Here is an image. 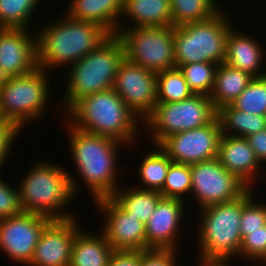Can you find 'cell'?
Listing matches in <instances>:
<instances>
[{"mask_svg":"<svg viewBox=\"0 0 266 266\" xmlns=\"http://www.w3.org/2000/svg\"><path fill=\"white\" fill-rule=\"evenodd\" d=\"M62 15L57 21L45 22L36 31L37 65L47 72L61 65L69 67L111 36L96 23L78 21L66 13Z\"/></svg>","mask_w":266,"mask_h":266,"instance_id":"obj_1","label":"cell"},{"mask_svg":"<svg viewBox=\"0 0 266 266\" xmlns=\"http://www.w3.org/2000/svg\"><path fill=\"white\" fill-rule=\"evenodd\" d=\"M66 122L67 135H70L69 151L81 182L90 190L93 201L110 197L120 186L118 148L127 145L110 137L82 131Z\"/></svg>","mask_w":266,"mask_h":266,"instance_id":"obj_2","label":"cell"},{"mask_svg":"<svg viewBox=\"0 0 266 266\" xmlns=\"http://www.w3.org/2000/svg\"><path fill=\"white\" fill-rule=\"evenodd\" d=\"M57 165L47 160L38 161L30 167L29 172H25L21 184H18L23 212L38 214L50 220L77 216L64 210L76 198L81 183L67 169Z\"/></svg>","mask_w":266,"mask_h":266,"instance_id":"obj_3","label":"cell"},{"mask_svg":"<svg viewBox=\"0 0 266 266\" xmlns=\"http://www.w3.org/2000/svg\"><path fill=\"white\" fill-rule=\"evenodd\" d=\"M67 113V121L82 131L110 137L127 146L139 140L143 122L113 88L81 98Z\"/></svg>","mask_w":266,"mask_h":266,"instance_id":"obj_4","label":"cell"},{"mask_svg":"<svg viewBox=\"0 0 266 266\" xmlns=\"http://www.w3.org/2000/svg\"><path fill=\"white\" fill-rule=\"evenodd\" d=\"M248 188L240 197L229 202L213 204L199 209L198 264H228L239 258L242 242L240 220L243 205L253 196Z\"/></svg>","mask_w":266,"mask_h":266,"instance_id":"obj_5","label":"cell"},{"mask_svg":"<svg viewBox=\"0 0 266 266\" xmlns=\"http://www.w3.org/2000/svg\"><path fill=\"white\" fill-rule=\"evenodd\" d=\"M124 47L116 35H111L97 49L76 63L65 67L63 103L66 112L81 98L113 88L120 63L124 60Z\"/></svg>","mask_w":266,"mask_h":266,"instance_id":"obj_6","label":"cell"},{"mask_svg":"<svg viewBox=\"0 0 266 266\" xmlns=\"http://www.w3.org/2000/svg\"><path fill=\"white\" fill-rule=\"evenodd\" d=\"M225 12L220 9L209 19L174 26L175 67L195 62L217 65L224 62L228 33L234 27Z\"/></svg>","mask_w":266,"mask_h":266,"instance_id":"obj_7","label":"cell"},{"mask_svg":"<svg viewBox=\"0 0 266 266\" xmlns=\"http://www.w3.org/2000/svg\"><path fill=\"white\" fill-rule=\"evenodd\" d=\"M48 76L47 71L37 67L27 74L0 80L1 112L19 131L27 123L39 122L44 118L46 105L50 101Z\"/></svg>","mask_w":266,"mask_h":266,"instance_id":"obj_8","label":"cell"},{"mask_svg":"<svg viewBox=\"0 0 266 266\" xmlns=\"http://www.w3.org/2000/svg\"><path fill=\"white\" fill-rule=\"evenodd\" d=\"M217 118V109L210 96L193 94L190 98L172 103H156L153 112L143 121L154 146L166 137L202 127Z\"/></svg>","mask_w":266,"mask_h":266,"instance_id":"obj_9","label":"cell"},{"mask_svg":"<svg viewBox=\"0 0 266 266\" xmlns=\"http://www.w3.org/2000/svg\"><path fill=\"white\" fill-rule=\"evenodd\" d=\"M125 59L154 73L175 67L174 26L118 28Z\"/></svg>","mask_w":266,"mask_h":266,"instance_id":"obj_10","label":"cell"},{"mask_svg":"<svg viewBox=\"0 0 266 266\" xmlns=\"http://www.w3.org/2000/svg\"><path fill=\"white\" fill-rule=\"evenodd\" d=\"M248 187L228 172L218 158L191 165V193L198 210L240 197Z\"/></svg>","mask_w":266,"mask_h":266,"instance_id":"obj_11","label":"cell"},{"mask_svg":"<svg viewBox=\"0 0 266 266\" xmlns=\"http://www.w3.org/2000/svg\"><path fill=\"white\" fill-rule=\"evenodd\" d=\"M221 136L216 118L210 124L166 137L159 147L173 162L192 165L217 158Z\"/></svg>","mask_w":266,"mask_h":266,"instance_id":"obj_12","label":"cell"},{"mask_svg":"<svg viewBox=\"0 0 266 266\" xmlns=\"http://www.w3.org/2000/svg\"><path fill=\"white\" fill-rule=\"evenodd\" d=\"M156 73L127 59L120 63L113 89L143 122L157 103Z\"/></svg>","mask_w":266,"mask_h":266,"instance_id":"obj_13","label":"cell"},{"mask_svg":"<svg viewBox=\"0 0 266 266\" xmlns=\"http://www.w3.org/2000/svg\"><path fill=\"white\" fill-rule=\"evenodd\" d=\"M50 221L49 218L22 212L0 220V251L7 257L28 265L33 257L41 231Z\"/></svg>","mask_w":266,"mask_h":266,"instance_id":"obj_14","label":"cell"},{"mask_svg":"<svg viewBox=\"0 0 266 266\" xmlns=\"http://www.w3.org/2000/svg\"><path fill=\"white\" fill-rule=\"evenodd\" d=\"M94 202L100 215H104L102 233L114 250L147 251L145 224L123 210L111 197Z\"/></svg>","mask_w":266,"mask_h":266,"instance_id":"obj_15","label":"cell"},{"mask_svg":"<svg viewBox=\"0 0 266 266\" xmlns=\"http://www.w3.org/2000/svg\"><path fill=\"white\" fill-rule=\"evenodd\" d=\"M50 220L41 231L33 257L27 266H69L76 234L77 218Z\"/></svg>","mask_w":266,"mask_h":266,"instance_id":"obj_16","label":"cell"},{"mask_svg":"<svg viewBox=\"0 0 266 266\" xmlns=\"http://www.w3.org/2000/svg\"><path fill=\"white\" fill-rule=\"evenodd\" d=\"M29 29H0V80L24 75L37 65V36Z\"/></svg>","mask_w":266,"mask_h":266,"instance_id":"obj_17","label":"cell"},{"mask_svg":"<svg viewBox=\"0 0 266 266\" xmlns=\"http://www.w3.org/2000/svg\"><path fill=\"white\" fill-rule=\"evenodd\" d=\"M185 200L161 197L145 224L147 250H177ZM181 222V223H180ZM178 238V239H177ZM178 240V241H177ZM178 242V243H177ZM177 244V245H176Z\"/></svg>","mask_w":266,"mask_h":266,"instance_id":"obj_18","label":"cell"},{"mask_svg":"<svg viewBox=\"0 0 266 266\" xmlns=\"http://www.w3.org/2000/svg\"><path fill=\"white\" fill-rule=\"evenodd\" d=\"M217 158L228 172L234 174L248 188L254 189L253 183L264 165L258 161L246 138L222 134Z\"/></svg>","mask_w":266,"mask_h":266,"instance_id":"obj_19","label":"cell"},{"mask_svg":"<svg viewBox=\"0 0 266 266\" xmlns=\"http://www.w3.org/2000/svg\"><path fill=\"white\" fill-rule=\"evenodd\" d=\"M238 31L232 27L228 33L224 63L245 71L253 77L265 76L266 70L262 64H264V54H266L264 52L266 50L263 49L262 42L260 43L245 32L243 34V32L240 33V30Z\"/></svg>","mask_w":266,"mask_h":266,"instance_id":"obj_20","label":"cell"},{"mask_svg":"<svg viewBox=\"0 0 266 266\" xmlns=\"http://www.w3.org/2000/svg\"><path fill=\"white\" fill-rule=\"evenodd\" d=\"M124 0H70L66 14L72 19L96 23L116 35L123 13Z\"/></svg>","mask_w":266,"mask_h":266,"instance_id":"obj_21","label":"cell"},{"mask_svg":"<svg viewBox=\"0 0 266 266\" xmlns=\"http://www.w3.org/2000/svg\"><path fill=\"white\" fill-rule=\"evenodd\" d=\"M121 18L119 28L173 26L170 0H124Z\"/></svg>","mask_w":266,"mask_h":266,"instance_id":"obj_22","label":"cell"},{"mask_svg":"<svg viewBox=\"0 0 266 266\" xmlns=\"http://www.w3.org/2000/svg\"><path fill=\"white\" fill-rule=\"evenodd\" d=\"M92 234L82 229L76 234L69 266H108L114 249L101 232Z\"/></svg>","mask_w":266,"mask_h":266,"instance_id":"obj_23","label":"cell"},{"mask_svg":"<svg viewBox=\"0 0 266 266\" xmlns=\"http://www.w3.org/2000/svg\"><path fill=\"white\" fill-rule=\"evenodd\" d=\"M254 77L245 71L233 68L226 63L218 65L210 99L214 107L231 104L248 86Z\"/></svg>","mask_w":266,"mask_h":266,"instance_id":"obj_24","label":"cell"},{"mask_svg":"<svg viewBox=\"0 0 266 266\" xmlns=\"http://www.w3.org/2000/svg\"><path fill=\"white\" fill-rule=\"evenodd\" d=\"M126 188V189H125ZM118 189L110 196L123 210L146 224L162 197L159 191L143 189L142 186Z\"/></svg>","mask_w":266,"mask_h":266,"instance_id":"obj_25","label":"cell"},{"mask_svg":"<svg viewBox=\"0 0 266 266\" xmlns=\"http://www.w3.org/2000/svg\"><path fill=\"white\" fill-rule=\"evenodd\" d=\"M222 134L248 137L266 129V116L246 113L235 109L231 104L217 110Z\"/></svg>","mask_w":266,"mask_h":266,"instance_id":"obj_26","label":"cell"},{"mask_svg":"<svg viewBox=\"0 0 266 266\" xmlns=\"http://www.w3.org/2000/svg\"><path fill=\"white\" fill-rule=\"evenodd\" d=\"M152 152H149L138 167V177L143 189L161 191L166 179L167 171L173 162L168 155L159 147L152 144Z\"/></svg>","mask_w":266,"mask_h":266,"instance_id":"obj_27","label":"cell"},{"mask_svg":"<svg viewBox=\"0 0 266 266\" xmlns=\"http://www.w3.org/2000/svg\"><path fill=\"white\" fill-rule=\"evenodd\" d=\"M216 0H170L173 26L209 19L220 9Z\"/></svg>","mask_w":266,"mask_h":266,"instance_id":"obj_28","label":"cell"},{"mask_svg":"<svg viewBox=\"0 0 266 266\" xmlns=\"http://www.w3.org/2000/svg\"><path fill=\"white\" fill-rule=\"evenodd\" d=\"M156 76L157 103L179 102L193 95L179 68L164 70L156 73Z\"/></svg>","mask_w":266,"mask_h":266,"instance_id":"obj_29","label":"cell"},{"mask_svg":"<svg viewBox=\"0 0 266 266\" xmlns=\"http://www.w3.org/2000/svg\"><path fill=\"white\" fill-rule=\"evenodd\" d=\"M40 2L41 0H0V28L29 29L31 16Z\"/></svg>","mask_w":266,"mask_h":266,"instance_id":"obj_30","label":"cell"},{"mask_svg":"<svg viewBox=\"0 0 266 266\" xmlns=\"http://www.w3.org/2000/svg\"><path fill=\"white\" fill-rule=\"evenodd\" d=\"M218 65L214 63L195 62L178 66L182 72L188 88L193 94L210 96Z\"/></svg>","mask_w":266,"mask_h":266,"instance_id":"obj_31","label":"cell"},{"mask_svg":"<svg viewBox=\"0 0 266 266\" xmlns=\"http://www.w3.org/2000/svg\"><path fill=\"white\" fill-rule=\"evenodd\" d=\"M231 105L246 113L266 116V75L254 77Z\"/></svg>","mask_w":266,"mask_h":266,"instance_id":"obj_32","label":"cell"},{"mask_svg":"<svg viewBox=\"0 0 266 266\" xmlns=\"http://www.w3.org/2000/svg\"><path fill=\"white\" fill-rule=\"evenodd\" d=\"M160 193L162 197L180 200L188 193L191 195V165L172 162Z\"/></svg>","mask_w":266,"mask_h":266,"instance_id":"obj_33","label":"cell"},{"mask_svg":"<svg viewBox=\"0 0 266 266\" xmlns=\"http://www.w3.org/2000/svg\"><path fill=\"white\" fill-rule=\"evenodd\" d=\"M240 234L242 242L239 258L245 257L253 264L257 261L256 265H266V224L261 229L240 230Z\"/></svg>","mask_w":266,"mask_h":266,"instance_id":"obj_34","label":"cell"},{"mask_svg":"<svg viewBox=\"0 0 266 266\" xmlns=\"http://www.w3.org/2000/svg\"><path fill=\"white\" fill-rule=\"evenodd\" d=\"M252 196L244 205L241 213L240 230L261 229L266 224V205L253 200Z\"/></svg>","mask_w":266,"mask_h":266,"instance_id":"obj_35","label":"cell"},{"mask_svg":"<svg viewBox=\"0 0 266 266\" xmlns=\"http://www.w3.org/2000/svg\"><path fill=\"white\" fill-rule=\"evenodd\" d=\"M0 178V220L22 213L19 189ZM15 189V190H14Z\"/></svg>","mask_w":266,"mask_h":266,"instance_id":"obj_36","label":"cell"},{"mask_svg":"<svg viewBox=\"0 0 266 266\" xmlns=\"http://www.w3.org/2000/svg\"><path fill=\"white\" fill-rule=\"evenodd\" d=\"M20 132L9 120L0 121V170L2 164L6 163L5 161L11 155L12 145L16 143L14 141L18 139Z\"/></svg>","mask_w":266,"mask_h":266,"instance_id":"obj_37","label":"cell"},{"mask_svg":"<svg viewBox=\"0 0 266 266\" xmlns=\"http://www.w3.org/2000/svg\"><path fill=\"white\" fill-rule=\"evenodd\" d=\"M176 254V250L151 249L141 251L140 266H177Z\"/></svg>","mask_w":266,"mask_h":266,"instance_id":"obj_38","label":"cell"},{"mask_svg":"<svg viewBox=\"0 0 266 266\" xmlns=\"http://www.w3.org/2000/svg\"><path fill=\"white\" fill-rule=\"evenodd\" d=\"M141 251L114 250L108 266H140Z\"/></svg>","mask_w":266,"mask_h":266,"instance_id":"obj_39","label":"cell"},{"mask_svg":"<svg viewBox=\"0 0 266 266\" xmlns=\"http://www.w3.org/2000/svg\"><path fill=\"white\" fill-rule=\"evenodd\" d=\"M258 161L266 164V129L246 137Z\"/></svg>","mask_w":266,"mask_h":266,"instance_id":"obj_40","label":"cell"},{"mask_svg":"<svg viewBox=\"0 0 266 266\" xmlns=\"http://www.w3.org/2000/svg\"><path fill=\"white\" fill-rule=\"evenodd\" d=\"M199 266H221V264H199Z\"/></svg>","mask_w":266,"mask_h":266,"instance_id":"obj_41","label":"cell"},{"mask_svg":"<svg viewBox=\"0 0 266 266\" xmlns=\"http://www.w3.org/2000/svg\"><path fill=\"white\" fill-rule=\"evenodd\" d=\"M2 120H5V118H4V116H3L2 112H1V108H0V121H2Z\"/></svg>","mask_w":266,"mask_h":266,"instance_id":"obj_42","label":"cell"},{"mask_svg":"<svg viewBox=\"0 0 266 266\" xmlns=\"http://www.w3.org/2000/svg\"><path fill=\"white\" fill-rule=\"evenodd\" d=\"M221 266H230V263H228V264H221ZM253 266H262V265H253ZM264 266V265H263Z\"/></svg>","mask_w":266,"mask_h":266,"instance_id":"obj_43","label":"cell"}]
</instances>
